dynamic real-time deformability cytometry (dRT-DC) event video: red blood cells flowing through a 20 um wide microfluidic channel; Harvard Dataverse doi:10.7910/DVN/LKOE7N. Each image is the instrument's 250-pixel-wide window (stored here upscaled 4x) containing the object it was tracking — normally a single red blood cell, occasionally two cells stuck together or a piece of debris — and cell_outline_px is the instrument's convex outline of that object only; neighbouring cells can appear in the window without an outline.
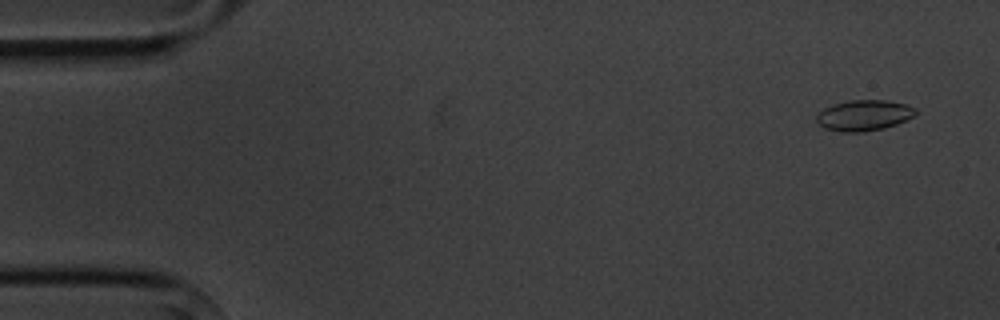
{"species": "common noctule bat (a hibernating species)", "species_latin": "Nyctalus noctula", "temperature_condition": "cold", "stored_images_in_passage": 5, "camera_frame_rate_fps": 3000, "um_per_image_px": 0.085, "animal": {"sex": "male", "body_mass_g": 20.1, "forearm_length_mm": 53.5}, "frame": {"image": 1, "passage_image": 1, "time_ms": 0.0, "image_size_px": [1000, 320], "cell_outline_px": [[916, 112], [912, 116], [896, 124], [884, 128], [864, 132], [840, 132], [824, 128], [816, 120], [816, 116], [824, 108], [832, 104], [848, 100], [888, 100], [908, 104], [916, 108]], "centroid_in_image_um": [73.42, 9.8], "position_along_channel_um": 11.6, "area_um2": 17.8}}